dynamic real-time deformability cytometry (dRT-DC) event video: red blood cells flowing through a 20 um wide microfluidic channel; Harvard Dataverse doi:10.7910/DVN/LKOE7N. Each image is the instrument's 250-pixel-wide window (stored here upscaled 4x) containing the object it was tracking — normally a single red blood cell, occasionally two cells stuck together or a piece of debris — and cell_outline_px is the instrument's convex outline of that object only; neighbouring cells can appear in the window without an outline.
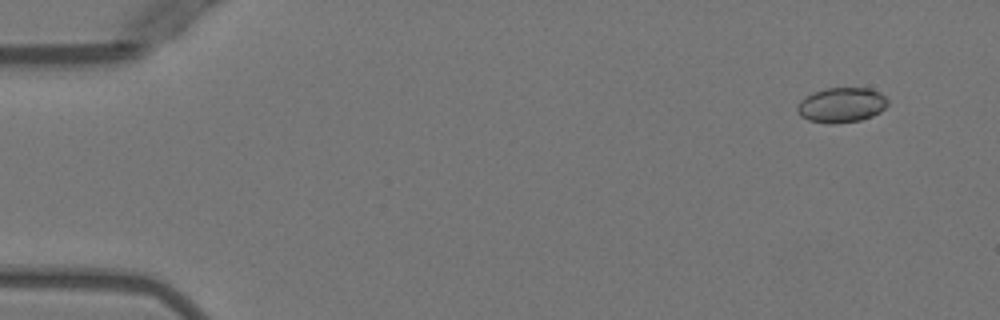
{"species": "Egyptian fruit bat (a non-hibernating species)", "species_latin": "Rousettus aegyptiacus", "temperature_condition": "warm", "stored_images_in_passage": 6, "camera_frame_rate_fps": 3000, "um_per_image_px": 0.085, "animal": {"sex": "female"}, "frame": {"image": 1, "passage_image": 1, "time_ms": 0.0, "image_size_px": [1000, 320], "cell_outline_px": [[888, 104], [880, 112], [872, 116], [860, 120], [832, 124], [828, 124], [808, 120], [800, 116], [796, 108], [800, 100], [804, 96], [812, 92], [824, 88], [868, 88], [880, 92], [888, 100]], "centroid_in_image_um": [71.5, 8.92], "position_along_channel_um": 13.5, "area_um2": 18.61}}
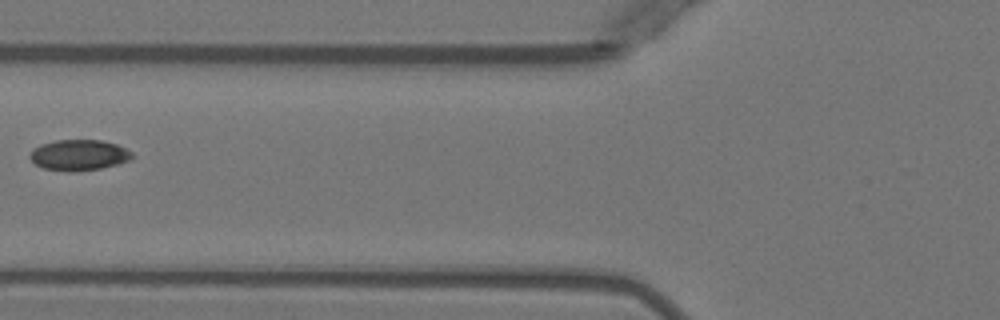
{"frame": {"image": 2, "passage_image": 5, "time_ms": 5.667, "image_size_px": [1000, 320], "cell_outline_px": [[132, 156], [128, 160], [116, 164], [100, 168], [68, 172], [44, 168], [36, 164], [28, 156], [32, 148], [40, 144], [56, 140], [104, 140], [116, 144], [132, 152]], "centroid_in_image_um": [6.66, 13.16], "position_along_channel_um": 119.1, "area_um2": 18.21}}
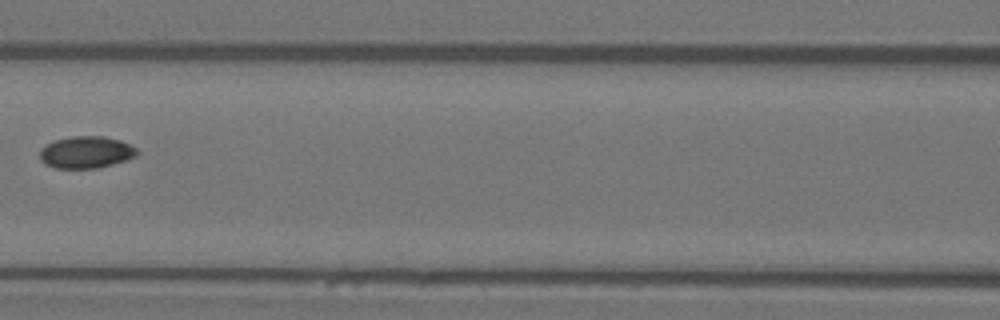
{"frame": {"image": 3, "passage_image": 6, "time_ms": 6.667, "image_size_px": [1000, 320], "cell_outline_px": [[140, 152], [136, 156], [128, 160], [96, 168], [56, 168], [44, 164], [40, 160], [40, 148], [56, 140], [72, 136], [104, 136], [120, 140], [136, 148]], "centroid_in_image_um": [7.33, 12.94], "position_along_channel_um": 159.3, "area_um2": 18.15}}